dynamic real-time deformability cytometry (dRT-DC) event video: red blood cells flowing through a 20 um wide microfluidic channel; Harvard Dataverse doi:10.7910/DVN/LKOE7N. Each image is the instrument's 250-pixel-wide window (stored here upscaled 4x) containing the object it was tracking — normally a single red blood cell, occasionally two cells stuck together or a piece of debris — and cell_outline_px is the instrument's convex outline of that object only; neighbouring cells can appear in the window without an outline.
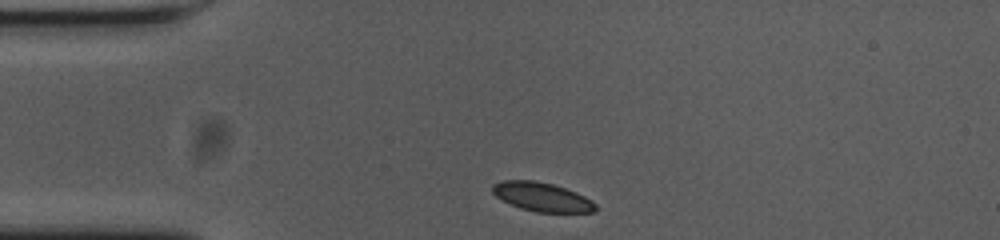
{"species": "common noctule bat (a hibernating species)", "species_latin": "Nyctalus noctula", "temperature_condition": "cold", "stored_images_in_passage": 34, "camera_frame_rate_fps": 3000, "um_per_image_px": 0.085, "animal": {"sex": "female", "body_mass_g": 23.0, "forearm_length_mm": 53.4}, "frame": {"image": 1, "passage_image": 1, "time_ms": 0.0, "image_size_px": [1000, 240], "cell_outline_px": [[596, 208], [592, 212], [536, 212], [520, 208], [496, 196], [492, 192], [492, 184], [504, 180], [532, 180], [552, 184], [576, 192], [592, 200], [596, 204]], "centroid_in_image_um": [46.06, 16.73], "position_along_channel_um": 38.9, "area_um2": 17.17}}
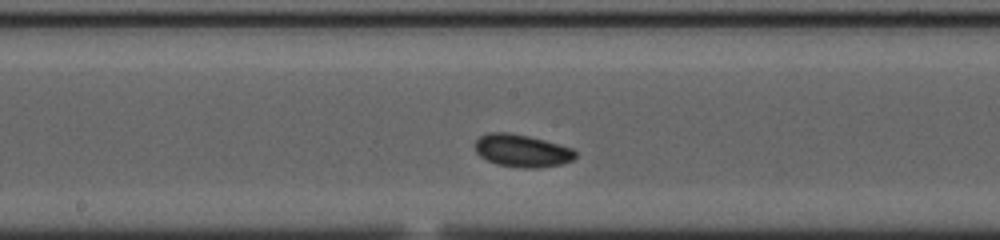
{"frame": {"image": 2, "passage_image": 17, "time_ms": 5.333, "image_size_px": [1000, 240], "cell_outline_px": [[576, 156], [572, 160], [564, 164], [536, 168], [520, 168], [496, 164], [480, 156], [476, 152], [476, 140], [480, 136], [488, 132], [508, 132], [528, 136], [544, 140], [572, 148], [576, 152]], "centroid_in_image_um": [44.37, 12.81], "position_along_channel_um": 203.8, "area_um2": 19.07}}
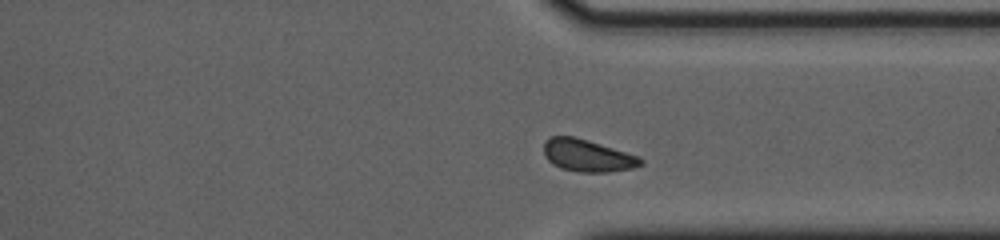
{"frame": {"image": 3, "passage_image": 30, "time_ms": 9.667, "image_size_px": [1000, 240], "cell_outline_px": [[644, 164], [632, 168], [608, 172], [580, 172], [560, 168], [552, 164], [544, 156], [544, 144], [548, 136], [572, 136], [588, 140], [640, 156], [644, 160]], "centroid_in_image_um": [49.94, 13.22], "position_along_channel_um": 361.5, "area_um2": 18.32}}